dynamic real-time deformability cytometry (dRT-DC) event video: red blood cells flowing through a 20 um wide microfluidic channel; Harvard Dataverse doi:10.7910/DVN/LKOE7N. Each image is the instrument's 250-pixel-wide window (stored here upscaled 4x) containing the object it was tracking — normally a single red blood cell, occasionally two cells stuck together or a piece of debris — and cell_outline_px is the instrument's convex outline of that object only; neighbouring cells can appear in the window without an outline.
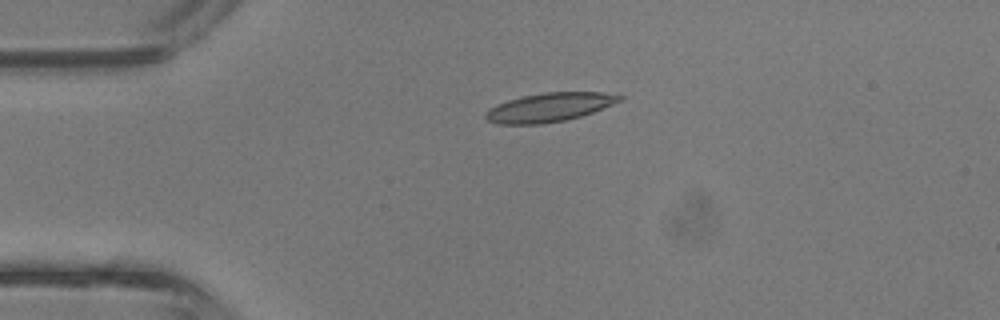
{"species": "common noctule bat (a hibernating species)", "species_latin": "Nyctalus noctula", "temperature_condition": "room temperature", "stored_images_in_passage": 3, "camera_frame_rate_fps": 3000, "um_per_image_px": 0.085, "animal": {"sex": "male", "body_mass_g": 13.3}, "frame": {"image": 1, "passage_image": 2, "time_ms": 0.333, "image_size_px": [1000, 320], "cell_outline_px": [[624, 100], [592, 112], [580, 116], [564, 120], [540, 124], [496, 124], [488, 120], [484, 116], [484, 112], [488, 108], [496, 104], [520, 96], [544, 92], [604, 92], [624, 96]], "centroid_in_image_um": [46.67, 9.11], "position_along_channel_um": 38.3, "area_um2": 22.66}}